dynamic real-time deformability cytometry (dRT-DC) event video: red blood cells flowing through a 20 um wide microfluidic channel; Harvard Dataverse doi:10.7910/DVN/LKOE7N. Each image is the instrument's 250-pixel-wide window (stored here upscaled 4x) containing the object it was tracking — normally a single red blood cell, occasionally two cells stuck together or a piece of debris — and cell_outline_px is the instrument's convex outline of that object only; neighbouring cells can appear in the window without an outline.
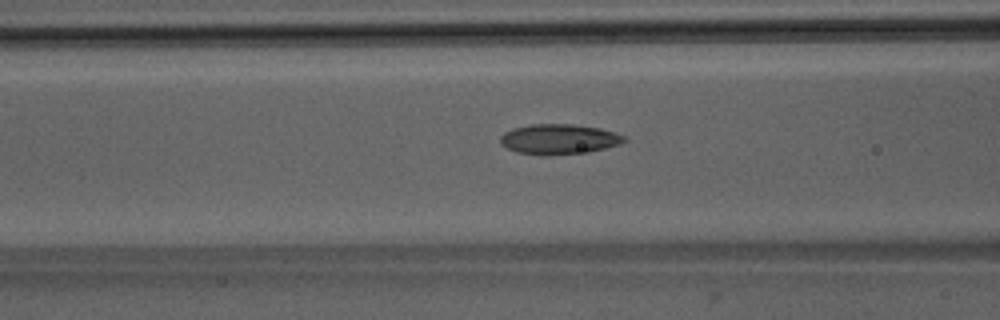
{"species": "Egyptian fruit bat (a non-hibernating species)", "species_latin": "Rousettus aegyptiacus", "temperature_condition": "room temperature", "stored_images_in_passage": 43, "camera_frame_rate_fps": 3000, "um_per_image_px": 0.085, "animal": {"sex": "male"}, "frame": {"image": 1, "passage_image": 19, "time_ms": 6.0, "image_size_px": [1000, 320], "cell_outline_px": [[628, 140], [620, 144], [588, 152], [544, 156], [540, 156], [516, 152], [500, 144], [500, 136], [504, 132], [512, 128], [532, 124], [572, 124], [600, 128], [624, 136]], "centroid_in_image_um": [47.47, 11.84], "position_along_channel_um": 119.1, "area_um2": 21.91}}
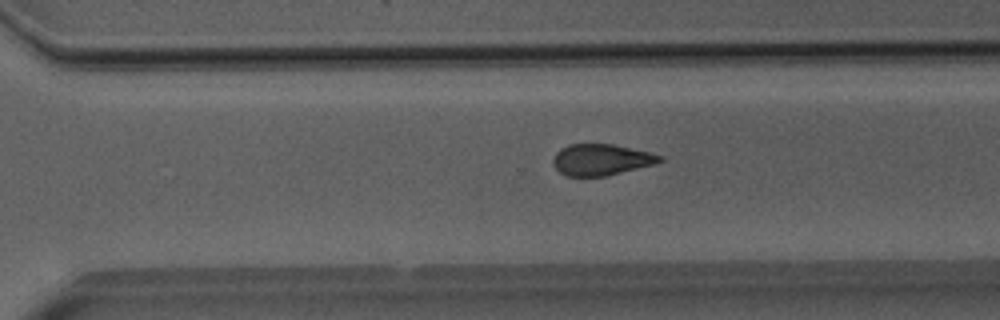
{"frame": {"image": 2, "passage_image": 34, "time_ms": 11.0, "image_size_px": [1000, 320], "cell_outline_px": [[664, 160], [652, 164], [604, 176], [568, 176], [560, 172], [552, 164], [552, 160], [556, 152], [560, 148], [568, 144], [612, 144], [648, 152], [664, 156]], "centroid_in_image_um": [51.05, 13.56], "position_along_channel_um": 319.5, "area_um2": 19.19}}
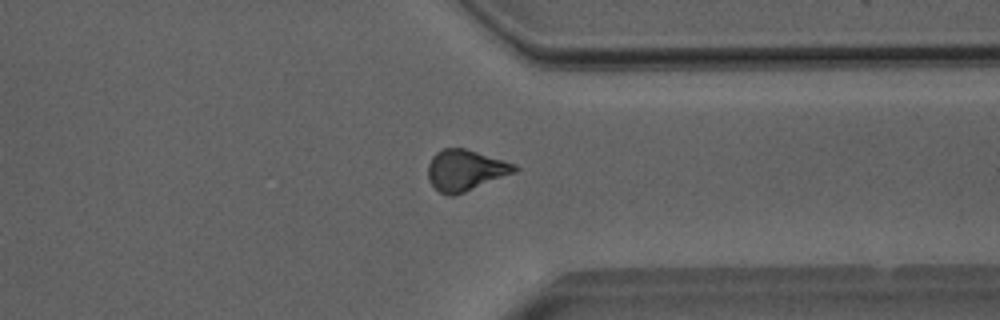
{"frame": {"image": 3, "passage_image": 38, "time_ms": 12.333, "image_size_px": [1000, 320], "cell_outline_px": [[520, 168], [516, 172], [464, 192], [452, 196], [448, 196], [440, 192], [428, 180], [428, 164], [432, 156], [436, 152], [444, 148], [464, 148], [504, 160], [516, 164]], "centroid_in_image_um": [39.56, 14.46], "position_along_channel_um": 371.8, "area_um2": 20.63}}